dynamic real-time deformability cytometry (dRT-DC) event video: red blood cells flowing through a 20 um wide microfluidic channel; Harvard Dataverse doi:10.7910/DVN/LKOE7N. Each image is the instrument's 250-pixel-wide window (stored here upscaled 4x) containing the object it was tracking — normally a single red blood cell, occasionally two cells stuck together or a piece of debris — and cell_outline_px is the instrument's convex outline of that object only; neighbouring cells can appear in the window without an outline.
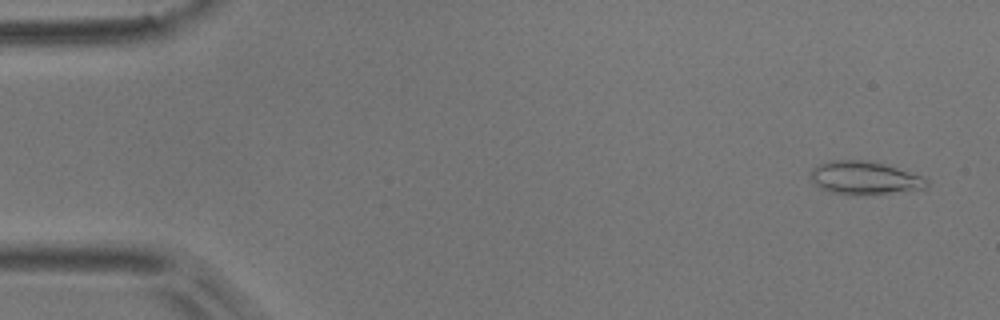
{"species": "common noctule bat (a hibernating species)", "species_latin": "Nyctalus noctula", "temperature_condition": "room temperature", "stored_images_in_passage": 3, "camera_frame_rate_fps": 3000, "um_per_image_px": 0.085, "animal": {"sex": "male", "body_mass_g": 17.9}, "frame": {"image": 1, "passage_image": 1, "time_ms": 0.0, "image_size_px": [1000, 320], "cell_outline_px": [[928, 184], [924, 188], [888, 192], [848, 196], [828, 192], [820, 188], [812, 180], [812, 168], [828, 160], [868, 160], [928, 176]], "centroid_in_image_um": [73.49, 15.12], "position_along_channel_um": 11.5, "area_um2": 22.48}}